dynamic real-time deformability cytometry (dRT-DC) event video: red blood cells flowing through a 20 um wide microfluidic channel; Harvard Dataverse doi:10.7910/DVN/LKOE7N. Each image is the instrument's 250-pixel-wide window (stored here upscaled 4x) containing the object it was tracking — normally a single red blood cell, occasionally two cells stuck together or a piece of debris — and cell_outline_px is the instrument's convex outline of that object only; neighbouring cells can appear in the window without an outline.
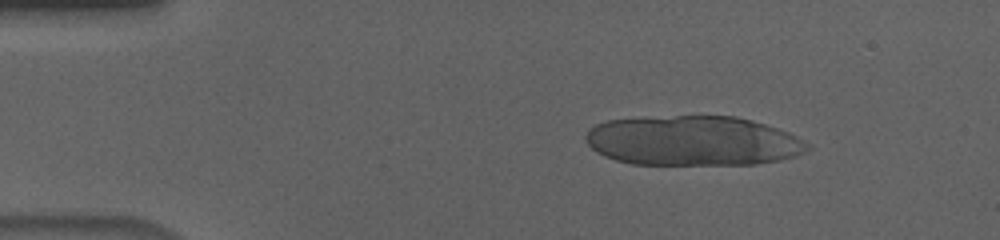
{"species": "human", "species_latin": "Homo sapiens", "temperature_condition": "cold", "stored_images_in_passage": 16, "camera_frame_rate_fps": 3000, "um_per_image_px": 0.085, "donor": {"sex": "male"}, "frame": {"image": 1, "passage_image": 6, "time_ms": 1.667, "image_size_px": [1000, 240], "cell_outline_px": [[812, 148], [796, 156], [780, 160], [756, 164], [632, 164], [616, 160], [604, 156], [596, 152], [584, 140], [584, 136], [588, 128], [596, 124], [608, 120], [676, 116], [736, 116], [752, 120], [788, 132], [808, 144]], "centroid_in_image_um": [58.88, 11.97], "position_along_channel_um": 26.1, "area_um2": 64.33}}